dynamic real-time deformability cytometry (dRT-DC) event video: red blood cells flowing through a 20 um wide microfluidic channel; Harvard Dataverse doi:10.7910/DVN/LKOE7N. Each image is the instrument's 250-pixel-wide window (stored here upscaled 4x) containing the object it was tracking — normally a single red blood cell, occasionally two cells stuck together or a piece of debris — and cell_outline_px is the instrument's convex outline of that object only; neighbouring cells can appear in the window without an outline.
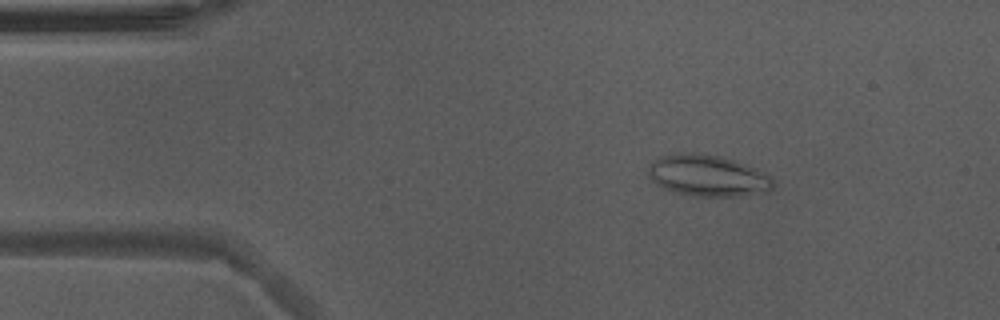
{"species": "Egyptian fruit bat (a non-hibernating species)", "species_latin": "Rousettus aegyptiacus", "temperature_condition": "warm", "stored_images_in_passage": 51, "camera_frame_rate_fps": 3000, "um_per_image_px": 0.085, "animal": {"sex": "male"}, "frame": {"image": 1, "passage_image": 7, "time_ms": 2.0, "image_size_px": [1000, 320], "cell_outline_px": [[776, 184], [768, 192], [740, 196], [692, 196], [676, 192], [664, 188], [656, 184], [648, 176], [648, 164], [664, 156], [720, 156], [756, 168], [772, 176], [776, 180]], "centroid_in_image_um": [60.26, 15.0], "position_along_channel_um": 24.7, "area_um2": 29.36}}
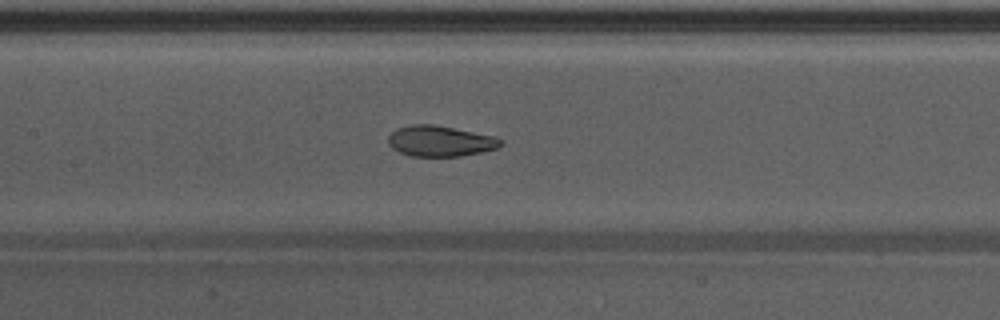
{"frame": {"image": 2, "passage_image": 23, "time_ms": 7.333, "image_size_px": [1000, 320], "cell_outline_px": [[504, 144], [496, 148], [480, 152], [460, 156], [412, 156], [400, 152], [392, 148], [388, 144], [388, 136], [396, 128], [412, 124], [432, 124], [496, 136], [504, 140]], "centroid_in_image_um": [37.42, 11.98], "position_along_channel_um": 170.0, "area_um2": 20.17}}
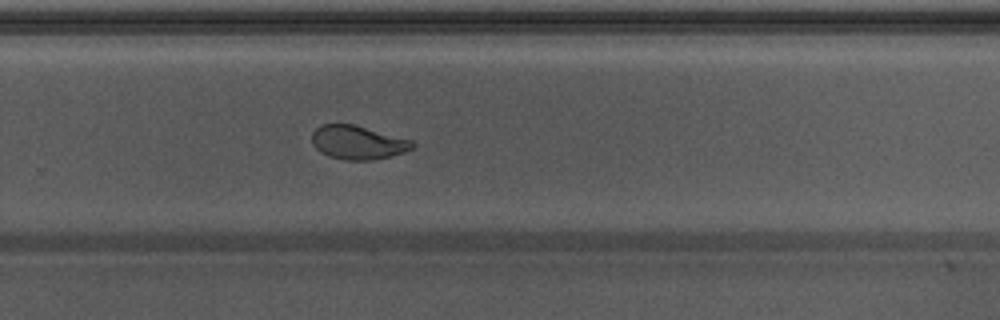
{"frame": {"image": 3, "passage_image": 33, "time_ms": 10.667, "image_size_px": [1000, 320], "cell_outline_px": [[416, 144], [412, 148], [404, 152], [372, 160], [344, 160], [328, 156], [320, 152], [312, 144], [312, 132], [320, 124], [352, 124], [412, 140]], "centroid_in_image_um": [30.38, 12.11], "position_along_channel_um": 299.4, "area_um2": 19.65}, "authors_computed_cell_mechanics": {"area_um2": 21.7328, "velocity_mm_per_s": 3.8968, "shape_relaxation_time_tau1_ms": 4.032, "shape_relaxation_time_tau2_ms": 1.4029, "deformation_change_tau1": 0.148, "deformation_change_tau2": 0.0629}}